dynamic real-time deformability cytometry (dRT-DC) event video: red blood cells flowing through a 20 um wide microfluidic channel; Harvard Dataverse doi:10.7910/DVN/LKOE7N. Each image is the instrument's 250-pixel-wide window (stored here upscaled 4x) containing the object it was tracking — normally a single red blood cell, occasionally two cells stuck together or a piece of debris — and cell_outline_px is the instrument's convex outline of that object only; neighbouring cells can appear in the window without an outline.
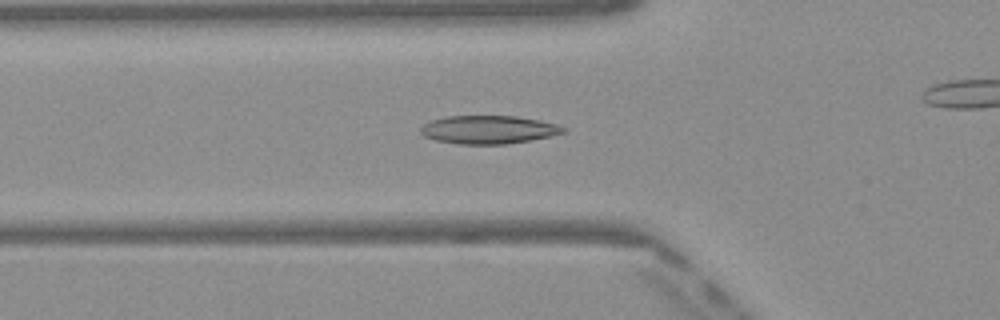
{"species": "Egyptian fruit bat (a non-hibernating species)", "species_latin": "Rousettus aegyptiacus", "temperature_condition": "warm", "stored_images_in_passage": 27, "camera_frame_rate_fps": 3000, "um_per_image_px": 0.085, "frame": {"image": 1, "passage_image": 2, "time_ms": 0.333, "image_size_px": [1000, 320], "cell_outline_px": [[568, 128], [564, 132], [532, 140], [504, 144], [460, 144], [436, 140], [424, 136], [420, 132], [420, 128], [424, 124], [432, 120], [448, 116], [516, 116], [540, 120], [556, 124]], "centroid_in_image_um": [41.53, 11.02], "position_along_channel_um": 84.3, "area_um2": 23.35}}
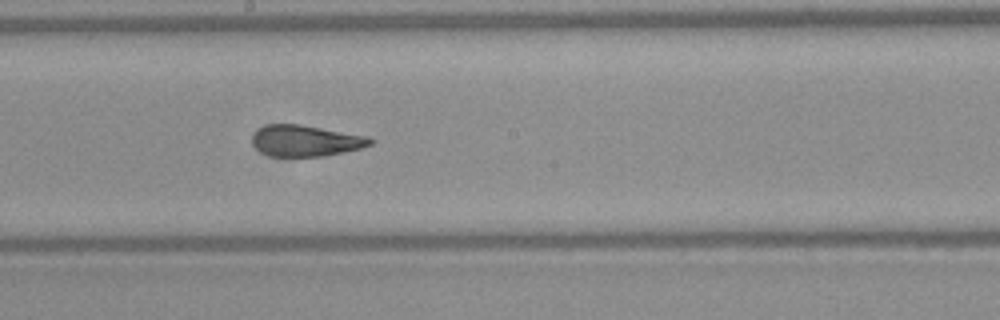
{"frame": {"image": 2, "passage_image": 12, "time_ms": 3.667, "image_size_px": [1000, 320], "cell_outline_px": [[376, 140], [372, 144], [360, 148], [320, 156], [268, 156], [260, 152], [252, 144], [252, 136], [260, 128], [268, 124], [300, 124], [368, 136]], "centroid_in_image_um": [25.97, 11.96], "position_along_channel_um": 222.2, "area_um2": 21.33}}
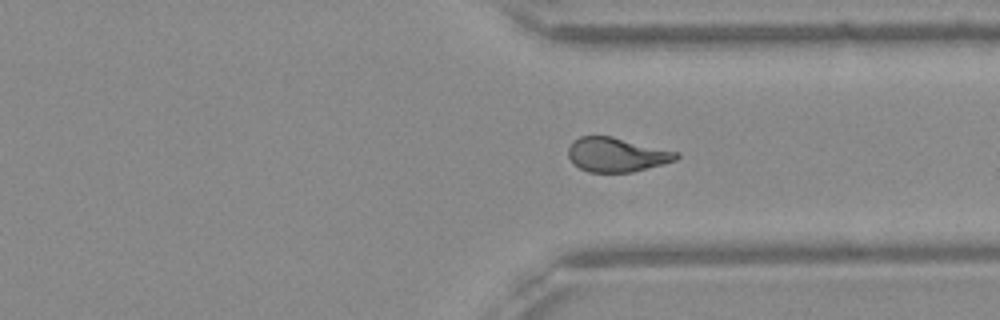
{"frame": {"image": 3, "passage_image": 22, "time_ms": 7.0, "image_size_px": [1000, 320], "cell_outline_px": [[680, 156], [676, 160], [664, 164], [632, 172], [588, 172], [572, 164], [568, 156], [568, 148], [572, 140], [580, 136], [612, 136], [680, 152]], "centroid_in_image_um": [52.41, 13.14], "position_along_channel_um": 359.0, "area_um2": 21.85}}